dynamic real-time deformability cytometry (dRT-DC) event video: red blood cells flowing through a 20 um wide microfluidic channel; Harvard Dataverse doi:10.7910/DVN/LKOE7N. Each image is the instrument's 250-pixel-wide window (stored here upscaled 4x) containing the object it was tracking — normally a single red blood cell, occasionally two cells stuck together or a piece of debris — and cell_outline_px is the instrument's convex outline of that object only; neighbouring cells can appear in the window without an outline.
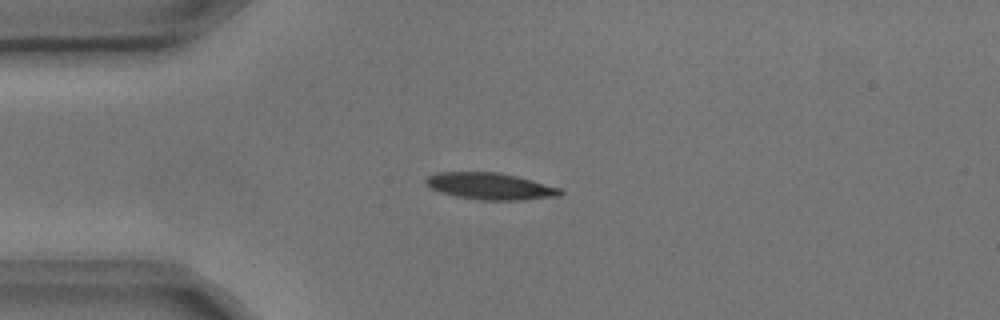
{"species": "common noctule bat (a hibernating species)", "species_latin": "Nyctalus noctula", "temperature_condition": "cold", "stored_images_in_passage": 7, "camera_frame_rate_fps": 3000, "um_per_image_px": 0.085, "animal": {"sex": "male", "body_mass_g": 17.9, "forearm_length_mm": 54.2}, "frame": {"image": 1, "passage_image": 2, "time_ms": 0.333, "image_size_px": [1000, 320], "cell_outline_px": [[564, 192], [560, 196], [524, 200], [484, 200], [456, 196], [440, 192], [424, 184], [424, 180], [428, 176], [436, 172], [496, 172], [516, 176], [532, 180], [560, 188]], "centroid_in_image_um": [41.66, 15.83], "position_along_channel_um": 43.3, "area_um2": 20.92}}
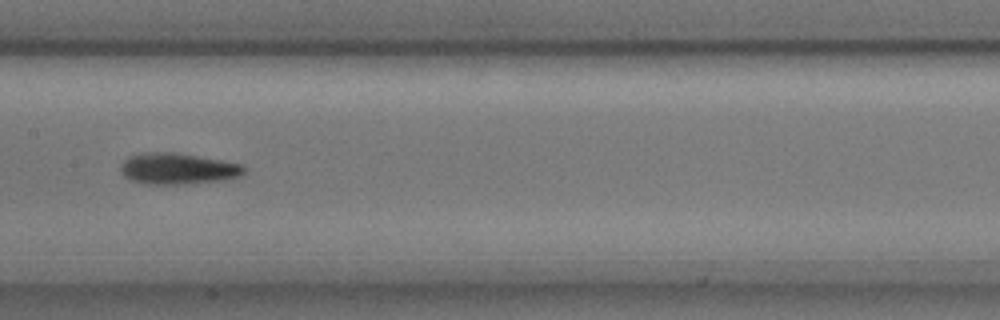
{"frame": {"image": 2, "passage_image": 6, "time_ms": 1.667, "image_size_px": [1000, 320], "cell_outline_px": [[244, 172], [240, 176], [220, 180], [176, 184], [144, 184], [132, 180], [124, 176], [120, 172], [120, 168], [124, 160], [128, 156], [152, 152], [172, 152], [224, 160], [244, 164]], "centroid_in_image_um": [15.1, 14.33], "position_along_channel_um": 192.3, "area_um2": 22.25}}
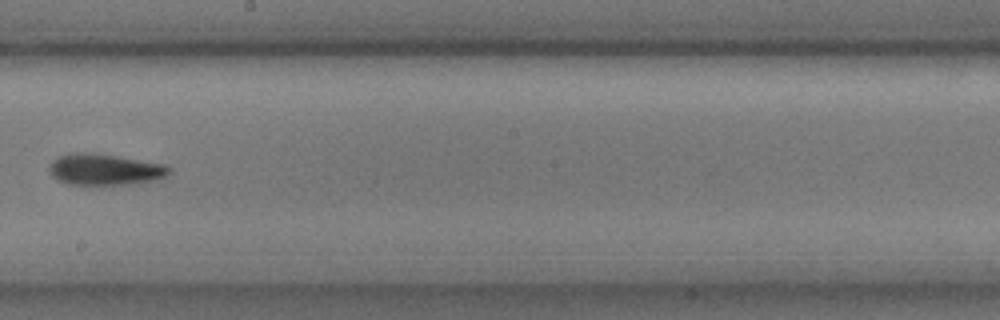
{"frame": {"image": 3, "passage_image": 7, "time_ms": 2.0, "image_size_px": [1000, 320], "cell_outline_px": [[172, 168], [164, 176], [152, 180], [124, 184], [68, 184], [56, 180], [52, 176], [48, 168], [60, 156], [76, 152], [84, 152], [116, 156], [164, 164]], "centroid_in_image_um": [8.87, 14.41], "position_along_channel_um": 239.3, "area_um2": 21.21}}